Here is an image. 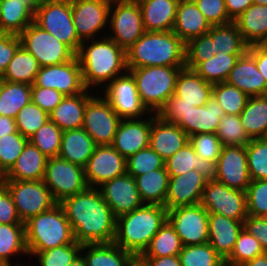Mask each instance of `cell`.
I'll return each mask as SVG.
<instances>
[{"instance_id":"681fc988","label":"cell","mask_w":267,"mask_h":266,"mask_svg":"<svg viewBox=\"0 0 267 266\" xmlns=\"http://www.w3.org/2000/svg\"><path fill=\"white\" fill-rule=\"evenodd\" d=\"M81 249L82 245L75 241L47 251L28 252V254L37 257L39 266H68L81 254Z\"/></svg>"},{"instance_id":"bcb514c9","label":"cell","mask_w":267,"mask_h":266,"mask_svg":"<svg viewBox=\"0 0 267 266\" xmlns=\"http://www.w3.org/2000/svg\"><path fill=\"white\" fill-rule=\"evenodd\" d=\"M212 97L227 115H240L249 96L226 82L213 84Z\"/></svg>"},{"instance_id":"816d5d0a","label":"cell","mask_w":267,"mask_h":266,"mask_svg":"<svg viewBox=\"0 0 267 266\" xmlns=\"http://www.w3.org/2000/svg\"><path fill=\"white\" fill-rule=\"evenodd\" d=\"M48 120L49 114L31 101L18 112L15 123L17 131L29 139Z\"/></svg>"},{"instance_id":"d6a6232c","label":"cell","mask_w":267,"mask_h":266,"mask_svg":"<svg viewBox=\"0 0 267 266\" xmlns=\"http://www.w3.org/2000/svg\"><path fill=\"white\" fill-rule=\"evenodd\" d=\"M96 144L83 129L63 131L59 157L68 162L85 167L94 153Z\"/></svg>"},{"instance_id":"11a10c76","label":"cell","mask_w":267,"mask_h":266,"mask_svg":"<svg viewBox=\"0 0 267 266\" xmlns=\"http://www.w3.org/2000/svg\"><path fill=\"white\" fill-rule=\"evenodd\" d=\"M212 38L208 34L191 39L185 47V67L194 70L201 62L215 55Z\"/></svg>"},{"instance_id":"e575fe53","label":"cell","mask_w":267,"mask_h":266,"mask_svg":"<svg viewBox=\"0 0 267 266\" xmlns=\"http://www.w3.org/2000/svg\"><path fill=\"white\" fill-rule=\"evenodd\" d=\"M233 22L249 46L262 44L267 37V5L253 3Z\"/></svg>"},{"instance_id":"30bf717a","label":"cell","mask_w":267,"mask_h":266,"mask_svg":"<svg viewBox=\"0 0 267 266\" xmlns=\"http://www.w3.org/2000/svg\"><path fill=\"white\" fill-rule=\"evenodd\" d=\"M19 37L21 45L37 59L40 67L69 62L76 56L67 45L34 22L29 24Z\"/></svg>"},{"instance_id":"4fadbf2b","label":"cell","mask_w":267,"mask_h":266,"mask_svg":"<svg viewBox=\"0 0 267 266\" xmlns=\"http://www.w3.org/2000/svg\"><path fill=\"white\" fill-rule=\"evenodd\" d=\"M121 120L102 94H94L86 104L82 128L97 146L112 145Z\"/></svg>"},{"instance_id":"4dcf8cb0","label":"cell","mask_w":267,"mask_h":266,"mask_svg":"<svg viewBox=\"0 0 267 266\" xmlns=\"http://www.w3.org/2000/svg\"><path fill=\"white\" fill-rule=\"evenodd\" d=\"M213 84L206 82L194 70L182 68L176 79L174 94L179 103L204 106L212 98Z\"/></svg>"},{"instance_id":"9a60e30c","label":"cell","mask_w":267,"mask_h":266,"mask_svg":"<svg viewBox=\"0 0 267 266\" xmlns=\"http://www.w3.org/2000/svg\"><path fill=\"white\" fill-rule=\"evenodd\" d=\"M167 220L183 246L208 243V212L201 204L168 210Z\"/></svg>"},{"instance_id":"44dd1931","label":"cell","mask_w":267,"mask_h":266,"mask_svg":"<svg viewBox=\"0 0 267 266\" xmlns=\"http://www.w3.org/2000/svg\"><path fill=\"white\" fill-rule=\"evenodd\" d=\"M148 116L147 119L143 117L120 121L111 146L124 158L127 159L139 150L149 147L153 113H149Z\"/></svg>"},{"instance_id":"52a82bcc","label":"cell","mask_w":267,"mask_h":266,"mask_svg":"<svg viewBox=\"0 0 267 266\" xmlns=\"http://www.w3.org/2000/svg\"><path fill=\"white\" fill-rule=\"evenodd\" d=\"M34 23L78 53L82 41L73 24L71 0L43 1L34 10Z\"/></svg>"},{"instance_id":"83f0119b","label":"cell","mask_w":267,"mask_h":266,"mask_svg":"<svg viewBox=\"0 0 267 266\" xmlns=\"http://www.w3.org/2000/svg\"><path fill=\"white\" fill-rule=\"evenodd\" d=\"M147 32L172 31L179 0H137Z\"/></svg>"},{"instance_id":"74e56055","label":"cell","mask_w":267,"mask_h":266,"mask_svg":"<svg viewBox=\"0 0 267 266\" xmlns=\"http://www.w3.org/2000/svg\"><path fill=\"white\" fill-rule=\"evenodd\" d=\"M239 118L250 139L267 138V95L249 97Z\"/></svg>"},{"instance_id":"a7ac6f4b","label":"cell","mask_w":267,"mask_h":266,"mask_svg":"<svg viewBox=\"0 0 267 266\" xmlns=\"http://www.w3.org/2000/svg\"><path fill=\"white\" fill-rule=\"evenodd\" d=\"M141 266H181L178 255L167 257H139Z\"/></svg>"},{"instance_id":"979ff035","label":"cell","mask_w":267,"mask_h":266,"mask_svg":"<svg viewBox=\"0 0 267 266\" xmlns=\"http://www.w3.org/2000/svg\"><path fill=\"white\" fill-rule=\"evenodd\" d=\"M132 266H140V264L138 261H136Z\"/></svg>"},{"instance_id":"9f6ffc18","label":"cell","mask_w":267,"mask_h":266,"mask_svg":"<svg viewBox=\"0 0 267 266\" xmlns=\"http://www.w3.org/2000/svg\"><path fill=\"white\" fill-rule=\"evenodd\" d=\"M28 141L19 132L0 137V166L6 172L16 162Z\"/></svg>"},{"instance_id":"8992f818","label":"cell","mask_w":267,"mask_h":266,"mask_svg":"<svg viewBox=\"0 0 267 266\" xmlns=\"http://www.w3.org/2000/svg\"><path fill=\"white\" fill-rule=\"evenodd\" d=\"M182 68L184 67L127 68L135 79L141 103L149 113L158 114L174 95L176 79Z\"/></svg>"},{"instance_id":"003e7915","label":"cell","mask_w":267,"mask_h":266,"mask_svg":"<svg viewBox=\"0 0 267 266\" xmlns=\"http://www.w3.org/2000/svg\"><path fill=\"white\" fill-rule=\"evenodd\" d=\"M247 52L255 59L258 71L267 83V48L262 44H254L248 47Z\"/></svg>"},{"instance_id":"f907efd6","label":"cell","mask_w":267,"mask_h":266,"mask_svg":"<svg viewBox=\"0 0 267 266\" xmlns=\"http://www.w3.org/2000/svg\"><path fill=\"white\" fill-rule=\"evenodd\" d=\"M251 180L267 179V138H255L245 146Z\"/></svg>"},{"instance_id":"484cf974","label":"cell","mask_w":267,"mask_h":266,"mask_svg":"<svg viewBox=\"0 0 267 266\" xmlns=\"http://www.w3.org/2000/svg\"><path fill=\"white\" fill-rule=\"evenodd\" d=\"M211 27L193 0H179L172 31L185 44L191 39L207 34Z\"/></svg>"},{"instance_id":"8d00e7d4","label":"cell","mask_w":267,"mask_h":266,"mask_svg":"<svg viewBox=\"0 0 267 266\" xmlns=\"http://www.w3.org/2000/svg\"><path fill=\"white\" fill-rule=\"evenodd\" d=\"M139 195L144 204L165 205L168 193L169 174L159 168L135 178Z\"/></svg>"},{"instance_id":"03108f58","label":"cell","mask_w":267,"mask_h":266,"mask_svg":"<svg viewBox=\"0 0 267 266\" xmlns=\"http://www.w3.org/2000/svg\"><path fill=\"white\" fill-rule=\"evenodd\" d=\"M243 228L261 243L267 253V217L248 215L244 219Z\"/></svg>"},{"instance_id":"2a66077c","label":"cell","mask_w":267,"mask_h":266,"mask_svg":"<svg viewBox=\"0 0 267 266\" xmlns=\"http://www.w3.org/2000/svg\"><path fill=\"white\" fill-rule=\"evenodd\" d=\"M21 265H24V264L21 262H18L16 264L12 265V263H10L9 261L4 260V259H0V266H21Z\"/></svg>"},{"instance_id":"1f68e13d","label":"cell","mask_w":267,"mask_h":266,"mask_svg":"<svg viewBox=\"0 0 267 266\" xmlns=\"http://www.w3.org/2000/svg\"><path fill=\"white\" fill-rule=\"evenodd\" d=\"M48 158L30 141L26 143L16 162L6 172L7 180H43Z\"/></svg>"},{"instance_id":"89a4df30","label":"cell","mask_w":267,"mask_h":266,"mask_svg":"<svg viewBox=\"0 0 267 266\" xmlns=\"http://www.w3.org/2000/svg\"><path fill=\"white\" fill-rule=\"evenodd\" d=\"M227 14L234 21L245 12L253 3V0H224Z\"/></svg>"},{"instance_id":"f546056e","label":"cell","mask_w":267,"mask_h":266,"mask_svg":"<svg viewBox=\"0 0 267 266\" xmlns=\"http://www.w3.org/2000/svg\"><path fill=\"white\" fill-rule=\"evenodd\" d=\"M165 168L169 176H178L194 169L207 181L215 180L216 177V162L197 156L189 142L165 161Z\"/></svg>"},{"instance_id":"7402d4cb","label":"cell","mask_w":267,"mask_h":266,"mask_svg":"<svg viewBox=\"0 0 267 266\" xmlns=\"http://www.w3.org/2000/svg\"><path fill=\"white\" fill-rule=\"evenodd\" d=\"M207 180L196 170L178 176H169L165 207L168 210L201 203Z\"/></svg>"},{"instance_id":"5bb4252c","label":"cell","mask_w":267,"mask_h":266,"mask_svg":"<svg viewBox=\"0 0 267 266\" xmlns=\"http://www.w3.org/2000/svg\"><path fill=\"white\" fill-rule=\"evenodd\" d=\"M102 90L103 97L121 119H138L149 114L141 103L135 79L128 70Z\"/></svg>"},{"instance_id":"d6986e66","label":"cell","mask_w":267,"mask_h":266,"mask_svg":"<svg viewBox=\"0 0 267 266\" xmlns=\"http://www.w3.org/2000/svg\"><path fill=\"white\" fill-rule=\"evenodd\" d=\"M215 180L230 188L246 192L251 178L248 172L245 146H223L216 163Z\"/></svg>"},{"instance_id":"680465c9","label":"cell","mask_w":267,"mask_h":266,"mask_svg":"<svg viewBox=\"0 0 267 266\" xmlns=\"http://www.w3.org/2000/svg\"><path fill=\"white\" fill-rule=\"evenodd\" d=\"M247 214L267 217V179L251 180L246 190Z\"/></svg>"},{"instance_id":"be15d7a7","label":"cell","mask_w":267,"mask_h":266,"mask_svg":"<svg viewBox=\"0 0 267 266\" xmlns=\"http://www.w3.org/2000/svg\"><path fill=\"white\" fill-rule=\"evenodd\" d=\"M193 107H195L193 104L179 103V97L174 94L157 115L167 122L177 124Z\"/></svg>"},{"instance_id":"e7e4bbea","label":"cell","mask_w":267,"mask_h":266,"mask_svg":"<svg viewBox=\"0 0 267 266\" xmlns=\"http://www.w3.org/2000/svg\"><path fill=\"white\" fill-rule=\"evenodd\" d=\"M0 224H24L20 220L16 206L5 186L0 188Z\"/></svg>"},{"instance_id":"cb8c5ba5","label":"cell","mask_w":267,"mask_h":266,"mask_svg":"<svg viewBox=\"0 0 267 266\" xmlns=\"http://www.w3.org/2000/svg\"><path fill=\"white\" fill-rule=\"evenodd\" d=\"M225 82L249 97L267 95L265 78L258 71L255 59L248 52L237 59Z\"/></svg>"},{"instance_id":"f1b7e54d","label":"cell","mask_w":267,"mask_h":266,"mask_svg":"<svg viewBox=\"0 0 267 266\" xmlns=\"http://www.w3.org/2000/svg\"><path fill=\"white\" fill-rule=\"evenodd\" d=\"M225 115L219 103L212 97L204 106L193 107L177 123L189 136L217 132L220 119Z\"/></svg>"},{"instance_id":"2e32d148","label":"cell","mask_w":267,"mask_h":266,"mask_svg":"<svg viewBox=\"0 0 267 266\" xmlns=\"http://www.w3.org/2000/svg\"><path fill=\"white\" fill-rule=\"evenodd\" d=\"M111 3L112 0H71L73 24L81 41L106 36L99 33L108 27Z\"/></svg>"},{"instance_id":"d590c367","label":"cell","mask_w":267,"mask_h":266,"mask_svg":"<svg viewBox=\"0 0 267 266\" xmlns=\"http://www.w3.org/2000/svg\"><path fill=\"white\" fill-rule=\"evenodd\" d=\"M34 22V9L23 0H1L0 32L19 35Z\"/></svg>"},{"instance_id":"3957f363","label":"cell","mask_w":267,"mask_h":266,"mask_svg":"<svg viewBox=\"0 0 267 266\" xmlns=\"http://www.w3.org/2000/svg\"><path fill=\"white\" fill-rule=\"evenodd\" d=\"M167 213L165 206L144 204L118 216L113 242L138 259L167 220Z\"/></svg>"},{"instance_id":"94428289","label":"cell","mask_w":267,"mask_h":266,"mask_svg":"<svg viewBox=\"0 0 267 266\" xmlns=\"http://www.w3.org/2000/svg\"><path fill=\"white\" fill-rule=\"evenodd\" d=\"M64 97L56 89L39 87L34 84L31 85L32 102L48 114L54 110Z\"/></svg>"},{"instance_id":"ac0fdd59","label":"cell","mask_w":267,"mask_h":266,"mask_svg":"<svg viewBox=\"0 0 267 266\" xmlns=\"http://www.w3.org/2000/svg\"><path fill=\"white\" fill-rule=\"evenodd\" d=\"M88 187H99L102 183L127 173L126 158L111 145L96 146L84 167Z\"/></svg>"},{"instance_id":"b9f144b4","label":"cell","mask_w":267,"mask_h":266,"mask_svg":"<svg viewBox=\"0 0 267 266\" xmlns=\"http://www.w3.org/2000/svg\"><path fill=\"white\" fill-rule=\"evenodd\" d=\"M182 246L180 237L170 222L166 220L140 257L175 256L179 254Z\"/></svg>"},{"instance_id":"7dc6e473","label":"cell","mask_w":267,"mask_h":266,"mask_svg":"<svg viewBox=\"0 0 267 266\" xmlns=\"http://www.w3.org/2000/svg\"><path fill=\"white\" fill-rule=\"evenodd\" d=\"M265 253L261 243L251 235L246 229H242L237 237L234 249L225 260V264L230 266H241Z\"/></svg>"},{"instance_id":"7c38bea8","label":"cell","mask_w":267,"mask_h":266,"mask_svg":"<svg viewBox=\"0 0 267 266\" xmlns=\"http://www.w3.org/2000/svg\"><path fill=\"white\" fill-rule=\"evenodd\" d=\"M208 213L244 221L248 216L246 192L230 188L220 181H207L200 203Z\"/></svg>"},{"instance_id":"b9fcfbb0","label":"cell","mask_w":267,"mask_h":266,"mask_svg":"<svg viewBox=\"0 0 267 266\" xmlns=\"http://www.w3.org/2000/svg\"><path fill=\"white\" fill-rule=\"evenodd\" d=\"M255 4L267 5V0H253Z\"/></svg>"},{"instance_id":"6f0895ef","label":"cell","mask_w":267,"mask_h":266,"mask_svg":"<svg viewBox=\"0 0 267 266\" xmlns=\"http://www.w3.org/2000/svg\"><path fill=\"white\" fill-rule=\"evenodd\" d=\"M189 143L193 146L197 156L216 163L224 146L215 133H199L189 136Z\"/></svg>"},{"instance_id":"ab89813d","label":"cell","mask_w":267,"mask_h":266,"mask_svg":"<svg viewBox=\"0 0 267 266\" xmlns=\"http://www.w3.org/2000/svg\"><path fill=\"white\" fill-rule=\"evenodd\" d=\"M31 99V85L0 79V115L16 118Z\"/></svg>"},{"instance_id":"ee69618b","label":"cell","mask_w":267,"mask_h":266,"mask_svg":"<svg viewBox=\"0 0 267 266\" xmlns=\"http://www.w3.org/2000/svg\"><path fill=\"white\" fill-rule=\"evenodd\" d=\"M242 55L218 52L212 58L201 62L194 71L211 84L225 82L237 59Z\"/></svg>"},{"instance_id":"f35d334b","label":"cell","mask_w":267,"mask_h":266,"mask_svg":"<svg viewBox=\"0 0 267 266\" xmlns=\"http://www.w3.org/2000/svg\"><path fill=\"white\" fill-rule=\"evenodd\" d=\"M207 34L212 38L215 55L222 54L244 55L249 45L245 42L234 22L225 25H212Z\"/></svg>"},{"instance_id":"f6af8a7d","label":"cell","mask_w":267,"mask_h":266,"mask_svg":"<svg viewBox=\"0 0 267 266\" xmlns=\"http://www.w3.org/2000/svg\"><path fill=\"white\" fill-rule=\"evenodd\" d=\"M181 266H223L224 259L209 244L182 246L178 254Z\"/></svg>"},{"instance_id":"603a6c76","label":"cell","mask_w":267,"mask_h":266,"mask_svg":"<svg viewBox=\"0 0 267 266\" xmlns=\"http://www.w3.org/2000/svg\"><path fill=\"white\" fill-rule=\"evenodd\" d=\"M187 142V133L175 123L167 122L153 113L149 146L165 161Z\"/></svg>"},{"instance_id":"277c9868","label":"cell","mask_w":267,"mask_h":266,"mask_svg":"<svg viewBox=\"0 0 267 266\" xmlns=\"http://www.w3.org/2000/svg\"><path fill=\"white\" fill-rule=\"evenodd\" d=\"M186 44L173 32H145L126 50L127 68L185 67Z\"/></svg>"},{"instance_id":"11e5206c","label":"cell","mask_w":267,"mask_h":266,"mask_svg":"<svg viewBox=\"0 0 267 266\" xmlns=\"http://www.w3.org/2000/svg\"><path fill=\"white\" fill-rule=\"evenodd\" d=\"M28 3L34 10L45 0H23Z\"/></svg>"},{"instance_id":"8c879c8a","label":"cell","mask_w":267,"mask_h":266,"mask_svg":"<svg viewBox=\"0 0 267 266\" xmlns=\"http://www.w3.org/2000/svg\"><path fill=\"white\" fill-rule=\"evenodd\" d=\"M241 266H267V253L258 255L254 259L245 262Z\"/></svg>"},{"instance_id":"deb4b68c","label":"cell","mask_w":267,"mask_h":266,"mask_svg":"<svg viewBox=\"0 0 267 266\" xmlns=\"http://www.w3.org/2000/svg\"><path fill=\"white\" fill-rule=\"evenodd\" d=\"M0 16H1V0H0Z\"/></svg>"},{"instance_id":"6da1fadb","label":"cell","mask_w":267,"mask_h":266,"mask_svg":"<svg viewBox=\"0 0 267 266\" xmlns=\"http://www.w3.org/2000/svg\"><path fill=\"white\" fill-rule=\"evenodd\" d=\"M59 204L71 224L77 243L84 245L113 242L117 217L97 188L87 187Z\"/></svg>"},{"instance_id":"91938a15","label":"cell","mask_w":267,"mask_h":266,"mask_svg":"<svg viewBox=\"0 0 267 266\" xmlns=\"http://www.w3.org/2000/svg\"><path fill=\"white\" fill-rule=\"evenodd\" d=\"M193 1L211 25H225L233 22L227 14V9L224 0Z\"/></svg>"},{"instance_id":"ba28073f","label":"cell","mask_w":267,"mask_h":266,"mask_svg":"<svg viewBox=\"0 0 267 266\" xmlns=\"http://www.w3.org/2000/svg\"><path fill=\"white\" fill-rule=\"evenodd\" d=\"M108 26L105 35L125 51L130 48L146 32L137 0H112Z\"/></svg>"},{"instance_id":"7a4b0ae2","label":"cell","mask_w":267,"mask_h":266,"mask_svg":"<svg viewBox=\"0 0 267 266\" xmlns=\"http://www.w3.org/2000/svg\"><path fill=\"white\" fill-rule=\"evenodd\" d=\"M76 56L84 86L89 90H101L127 71L126 51L107 36L82 41Z\"/></svg>"},{"instance_id":"09005b40","label":"cell","mask_w":267,"mask_h":266,"mask_svg":"<svg viewBox=\"0 0 267 266\" xmlns=\"http://www.w3.org/2000/svg\"><path fill=\"white\" fill-rule=\"evenodd\" d=\"M262 45L265 46L267 48V37L266 39L262 42Z\"/></svg>"},{"instance_id":"2644e50d","label":"cell","mask_w":267,"mask_h":266,"mask_svg":"<svg viewBox=\"0 0 267 266\" xmlns=\"http://www.w3.org/2000/svg\"><path fill=\"white\" fill-rule=\"evenodd\" d=\"M16 132L18 131L15 119L8 116L0 115V137Z\"/></svg>"},{"instance_id":"5b68a950","label":"cell","mask_w":267,"mask_h":266,"mask_svg":"<svg viewBox=\"0 0 267 266\" xmlns=\"http://www.w3.org/2000/svg\"><path fill=\"white\" fill-rule=\"evenodd\" d=\"M24 224L28 252L47 251L75 242L71 224L59 203L29 218Z\"/></svg>"},{"instance_id":"d4e9b609","label":"cell","mask_w":267,"mask_h":266,"mask_svg":"<svg viewBox=\"0 0 267 266\" xmlns=\"http://www.w3.org/2000/svg\"><path fill=\"white\" fill-rule=\"evenodd\" d=\"M244 221L208 213V243L224 259L230 256Z\"/></svg>"},{"instance_id":"9c48e42d","label":"cell","mask_w":267,"mask_h":266,"mask_svg":"<svg viewBox=\"0 0 267 266\" xmlns=\"http://www.w3.org/2000/svg\"><path fill=\"white\" fill-rule=\"evenodd\" d=\"M43 182L56 203L84 191L88 186L84 167L57 157L48 158Z\"/></svg>"},{"instance_id":"60d3db41","label":"cell","mask_w":267,"mask_h":266,"mask_svg":"<svg viewBox=\"0 0 267 266\" xmlns=\"http://www.w3.org/2000/svg\"><path fill=\"white\" fill-rule=\"evenodd\" d=\"M39 68L37 59L21 45L15 52L1 79L33 85Z\"/></svg>"},{"instance_id":"7bdbcfd3","label":"cell","mask_w":267,"mask_h":266,"mask_svg":"<svg viewBox=\"0 0 267 266\" xmlns=\"http://www.w3.org/2000/svg\"><path fill=\"white\" fill-rule=\"evenodd\" d=\"M27 255L25 224H0V259L12 263L11 257Z\"/></svg>"},{"instance_id":"836d02e7","label":"cell","mask_w":267,"mask_h":266,"mask_svg":"<svg viewBox=\"0 0 267 266\" xmlns=\"http://www.w3.org/2000/svg\"><path fill=\"white\" fill-rule=\"evenodd\" d=\"M81 255L87 266H132L137 261L130 252L114 242L84 244Z\"/></svg>"},{"instance_id":"753ad0ef","label":"cell","mask_w":267,"mask_h":266,"mask_svg":"<svg viewBox=\"0 0 267 266\" xmlns=\"http://www.w3.org/2000/svg\"><path fill=\"white\" fill-rule=\"evenodd\" d=\"M68 266H87L85 259L80 254L70 265Z\"/></svg>"},{"instance_id":"ffe728a7","label":"cell","mask_w":267,"mask_h":266,"mask_svg":"<svg viewBox=\"0 0 267 266\" xmlns=\"http://www.w3.org/2000/svg\"><path fill=\"white\" fill-rule=\"evenodd\" d=\"M97 189L116 217L144 205L136 180L128 173L102 183Z\"/></svg>"},{"instance_id":"f5cc1de1","label":"cell","mask_w":267,"mask_h":266,"mask_svg":"<svg viewBox=\"0 0 267 266\" xmlns=\"http://www.w3.org/2000/svg\"><path fill=\"white\" fill-rule=\"evenodd\" d=\"M127 173L132 177L143 175L159 168H165V160L150 146L139 150L126 159Z\"/></svg>"},{"instance_id":"e0dca14e","label":"cell","mask_w":267,"mask_h":266,"mask_svg":"<svg viewBox=\"0 0 267 266\" xmlns=\"http://www.w3.org/2000/svg\"><path fill=\"white\" fill-rule=\"evenodd\" d=\"M34 85L56 89L64 96L77 95L86 89L77 56L69 62L40 67Z\"/></svg>"},{"instance_id":"db71d44e","label":"cell","mask_w":267,"mask_h":266,"mask_svg":"<svg viewBox=\"0 0 267 266\" xmlns=\"http://www.w3.org/2000/svg\"><path fill=\"white\" fill-rule=\"evenodd\" d=\"M216 135L223 145L246 146L251 140L241 125L239 115L225 114L220 119Z\"/></svg>"},{"instance_id":"4316f807","label":"cell","mask_w":267,"mask_h":266,"mask_svg":"<svg viewBox=\"0 0 267 266\" xmlns=\"http://www.w3.org/2000/svg\"><path fill=\"white\" fill-rule=\"evenodd\" d=\"M91 91L85 89L80 94L65 96L49 113V120L54 122L62 131L82 128L86 104L95 94L94 91L92 93Z\"/></svg>"},{"instance_id":"6125c7cd","label":"cell","mask_w":267,"mask_h":266,"mask_svg":"<svg viewBox=\"0 0 267 266\" xmlns=\"http://www.w3.org/2000/svg\"><path fill=\"white\" fill-rule=\"evenodd\" d=\"M20 46L21 39L19 35L0 33V79Z\"/></svg>"},{"instance_id":"8fae6325","label":"cell","mask_w":267,"mask_h":266,"mask_svg":"<svg viewBox=\"0 0 267 266\" xmlns=\"http://www.w3.org/2000/svg\"><path fill=\"white\" fill-rule=\"evenodd\" d=\"M5 187L12 197L20 220L24 223L29 218L48 211L57 204L43 180H7Z\"/></svg>"},{"instance_id":"34e18365","label":"cell","mask_w":267,"mask_h":266,"mask_svg":"<svg viewBox=\"0 0 267 266\" xmlns=\"http://www.w3.org/2000/svg\"><path fill=\"white\" fill-rule=\"evenodd\" d=\"M6 181V171L0 166V188L5 186Z\"/></svg>"},{"instance_id":"c3c4849f","label":"cell","mask_w":267,"mask_h":266,"mask_svg":"<svg viewBox=\"0 0 267 266\" xmlns=\"http://www.w3.org/2000/svg\"><path fill=\"white\" fill-rule=\"evenodd\" d=\"M63 131L52 121L48 120L30 138L47 158L59 155Z\"/></svg>"}]
</instances>
